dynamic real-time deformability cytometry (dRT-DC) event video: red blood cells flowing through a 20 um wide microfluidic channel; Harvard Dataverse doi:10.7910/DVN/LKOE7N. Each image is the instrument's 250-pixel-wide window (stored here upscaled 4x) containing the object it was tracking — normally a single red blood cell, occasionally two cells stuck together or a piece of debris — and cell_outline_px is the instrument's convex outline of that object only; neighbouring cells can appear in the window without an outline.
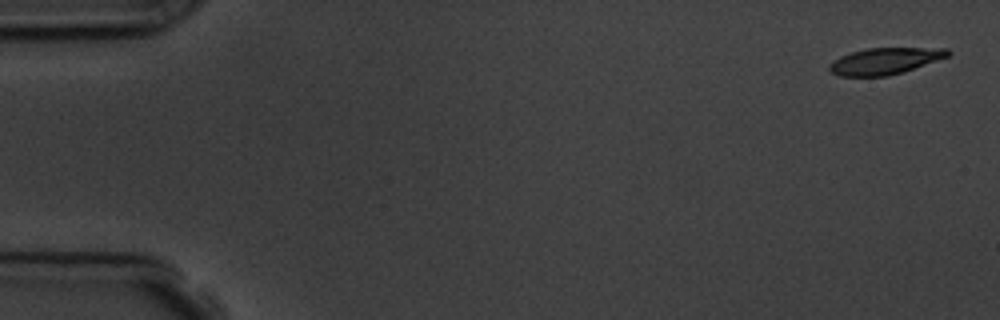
{"species": "common noctule bat (a hibernating species)", "species_latin": "Nyctalus noctula", "temperature_condition": "room temperature", "stored_images_in_passage": 6, "camera_frame_rate_fps": 3000, "um_per_image_px": 0.085, "animal": {"sex": "male", "body_mass_g": 19.5, "forearm_length_mm": 54.6}, "frame": {"image": 1, "passage_image": 1, "time_ms": 0.0, "image_size_px": [1000, 320], "cell_outline_px": [[952, 52], [948, 56], [904, 72], [888, 76], [840, 76], [832, 72], [828, 68], [828, 64], [840, 56], [852, 52], [868, 48], [948, 48]], "centroid_in_image_um": [75.22, 5.19], "position_along_channel_um": 9.8, "area_um2": 18.26}}
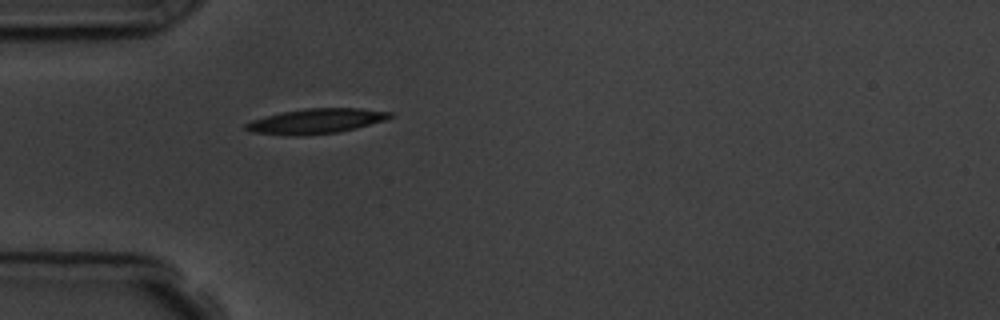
{"frame": {"image": 2, "passage_image": 5, "time_ms": 5.0, "image_size_px": [1000, 320], "cell_outline_px": [[392, 116], [388, 120], [340, 132], [304, 136], [288, 136], [252, 132], [244, 128], [244, 124], [252, 120], [264, 116], [280, 112], [304, 108], [360, 108], [392, 112]], "centroid_in_image_um": [26.86, 10.3], "position_along_channel_um": 58.1, "area_um2": 21.39}}